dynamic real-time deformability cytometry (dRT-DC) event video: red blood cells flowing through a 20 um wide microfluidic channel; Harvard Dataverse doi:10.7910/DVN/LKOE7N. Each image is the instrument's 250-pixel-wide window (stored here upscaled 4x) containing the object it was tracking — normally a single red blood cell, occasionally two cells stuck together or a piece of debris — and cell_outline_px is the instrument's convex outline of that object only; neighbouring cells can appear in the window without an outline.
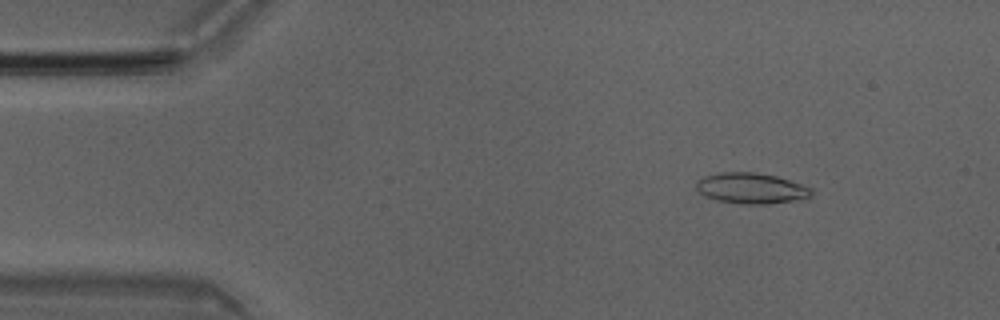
{"species": "Egyptian fruit bat (a non-hibernating species)", "species_latin": "Rousettus aegyptiacus", "temperature_condition": "room temperature", "stored_images_in_passage": 50, "camera_frame_rate_fps": 3000, "um_per_image_px": 0.085, "animal": {"sex": "male"}, "frame": {"image": 1, "passage_image": 6, "time_ms": 1.667, "image_size_px": [1000, 320], "cell_outline_px": [[812, 192], [808, 196], [792, 200], [764, 204], [744, 204], [716, 200], [704, 196], [696, 188], [696, 180], [704, 176], [720, 172], [752, 172], [776, 176], [812, 188]], "centroid_in_image_um": [63.77, 15.99], "position_along_channel_um": 21.2, "area_um2": 20.29}}
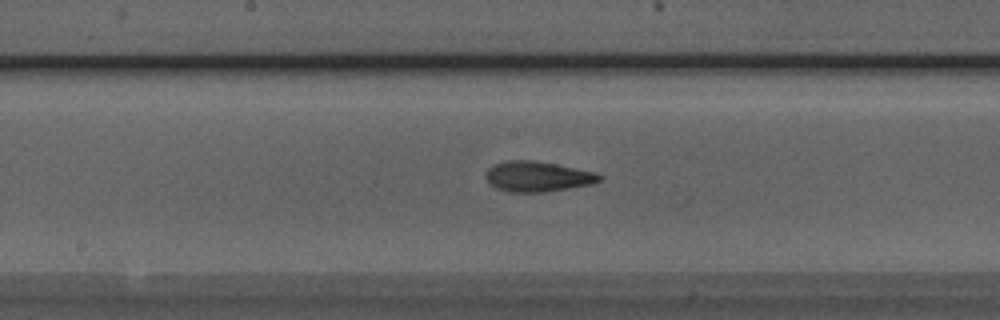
{"frame": {"image": 2, "passage_image": 25, "time_ms": 8.0, "image_size_px": [1000, 320], "cell_outline_px": [[604, 176], [600, 180], [592, 184], [544, 192], [508, 192], [496, 188], [488, 184], [484, 176], [488, 168], [492, 164], [508, 160], [532, 160], [556, 164], [596, 172]], "centroid_in_image_um": [45.65, 15.0], "position_along_channel_um": 202.5, "area_um2": 20.29}}
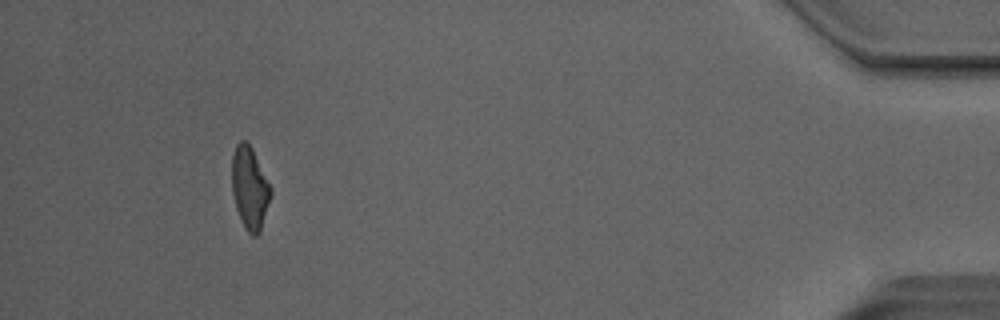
{"frame": {"image": 3, "passage_image": 46, "time_ms": 15.0, "image_size_px": [1000, 320], "cell_outline_px": [[272, 192], [260, 232], [256, 236], [252, 236], [244, 228], [236, 208], [232, 192], [232, 156], [236, 144], [240, 140], [244, 140], [252, 148], [272, 188]], "centroid_in_image_um": [21.22, 15.98], "position_along_channel_um": 414.0, "area_um2": 18.67}, "authors_computed_cell_mechanics": {"area_um2": 19.5364, "velocity_mm_per_s": 4.0624, "shape_relaxation_time_tau1_ms": 5.224, "shape_relaxation_time_tau2_ms": 3.138, "deformation_change_tau1": 0.196, "deformation_change_tau2": 0.1129}}